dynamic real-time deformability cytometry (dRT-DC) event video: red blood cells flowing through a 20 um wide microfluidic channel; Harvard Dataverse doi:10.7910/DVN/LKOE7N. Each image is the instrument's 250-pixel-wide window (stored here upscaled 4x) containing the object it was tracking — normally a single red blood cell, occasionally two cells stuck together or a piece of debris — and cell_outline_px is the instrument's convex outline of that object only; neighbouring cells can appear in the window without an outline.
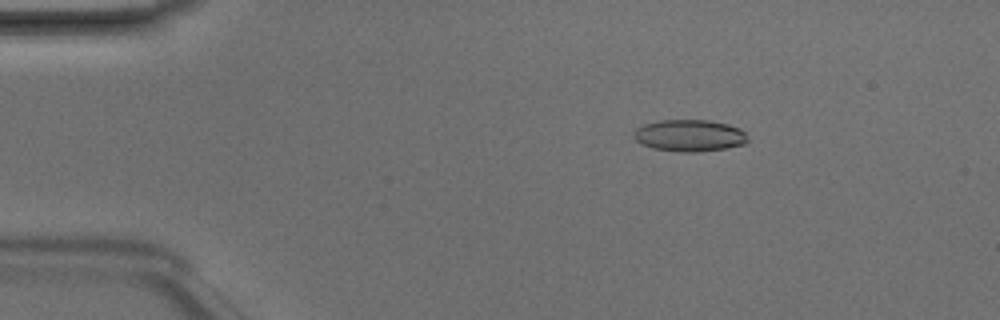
{"species": "Egyptian fruit bat (a non-hibernating species)", "species_latin": "Rousettus aegyptiacus", "temperature_condition": "room temperature", "stored_images_in_passage": 41, "camera_frame_rate_fps": 3000, "um_per_image_px": 0.085, "animal": {"sex": "male"}, "frame": {"image": 1, "passage_image": 1, "time_ms": 0.0, "image_size_px": [1000, 320], "cell_outline_px": [[748, 140], [744, 144], [724, 148], [696, 152], [680, 152], [652, 148], [640, 144], [632, 136], [632, 132], [636, 128], [644, 124], [660, 120], [708, 120], [728, 124], [740, 128], [744, 132]], "centroid_in_image_um": [58.56, 11.52], "position_along_channel_um": 26.4, "area_um2": 21.21}}
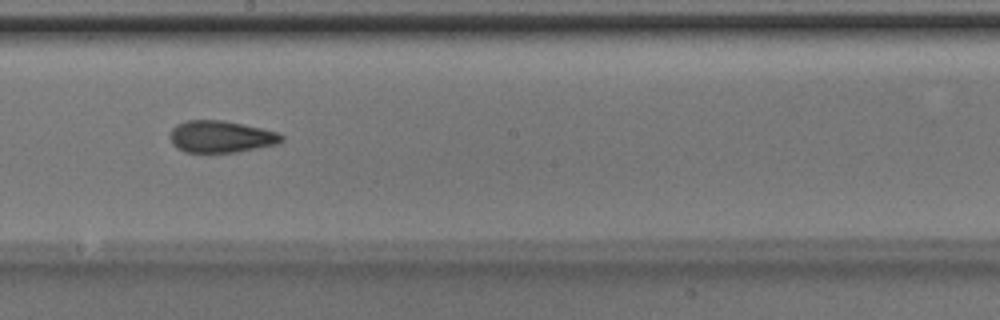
{"frame": {"image": 2, "passage_image": 20, "time_ms": 6.333, "image_size_px": [1000, 320], "cell_outline_px": [[284, 140], [276, 144], [240, 152], [184, 152], [176, 148], [172, 144], [168, 136], [172, 128], [176, 124], [188, 120], [220, 120], [260, 128], [276, 132], [284, 136]], "centroid_in_image_um": [18.73, 11.63], "position_along_channel_um": 229.5, "area_um2": 20.75}}
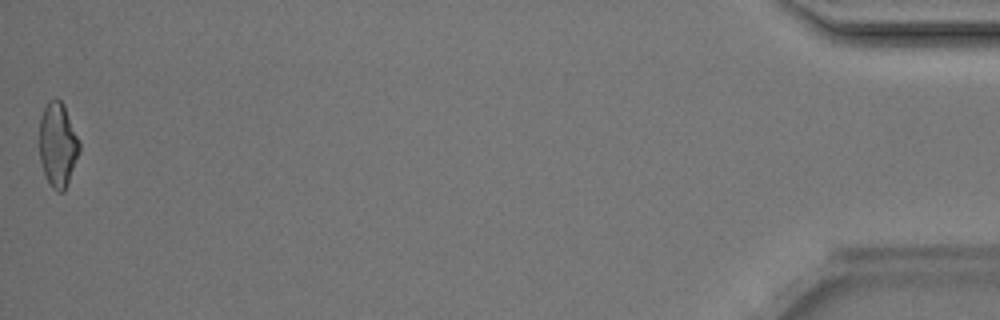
{"frame": {"image": 3, "passage_image": 41, "time_ms": 13.333, "image_size_px": [1000, 320], "cell_outline_px": [[80, 152], [64, 192], [56, 192], [52, 188], [44, 172], [40, 160], [40, 116], [48, 100], [60, 100], [64, 104], [80, 140]], "centroid_in_image_um": [4.93, 12.3], "position_along_channel_um": 430.3, "area_um2": 19.71}, "authors_computed_cell_mechanics": {"area_um2": 20.4612, "velocity_mm_per_s": 4.2422, "shape_relaxation_time_tau1_ms": 6.8548, "shape_relaxation_time_tau2_ms": 2.2647, "deformation_change_tau1": 0.1747, "deformation_change_tau2": 0.105}}